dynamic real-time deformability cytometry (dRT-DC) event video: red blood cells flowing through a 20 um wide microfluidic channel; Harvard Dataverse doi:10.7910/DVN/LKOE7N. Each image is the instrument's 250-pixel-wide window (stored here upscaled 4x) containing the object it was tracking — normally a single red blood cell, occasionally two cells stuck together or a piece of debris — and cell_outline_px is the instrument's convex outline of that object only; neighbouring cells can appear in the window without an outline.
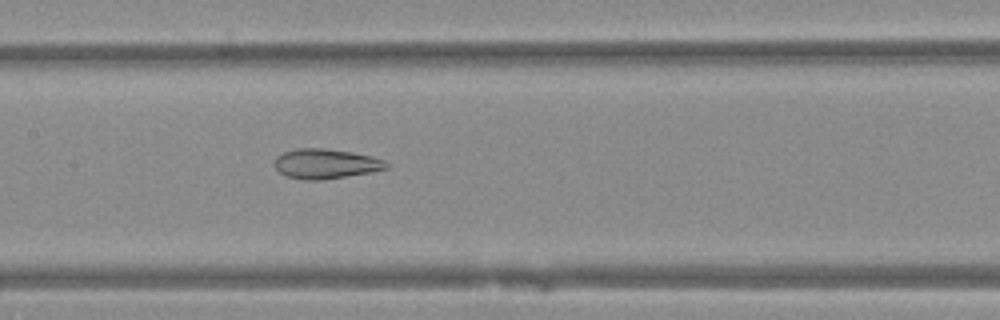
{"species": "Egyptian fruit bat (a non-hibernating species)", "species_latin": "Rousettus aegyptiacus", "temperature_condition": "warm", "stored_images_in_passage": 50, "camera_frame_rate_fps": 3000, "um_per_image_px": 0.085, "animal": {"sex": "female"}, "frame": {"image": 1, "passage_image": 24, "time_ms": 7.667, "image_size_px": [1000, 320], "cell_outline_px": [[388, 168], [372, 172], [320, 180], [304, 180], [284, 176], [276, 168], [276, 156], [284, 152], [296, 148], [324, 148], [352, 152], [372, 156], [384, 160], [388, 164]], "centroid_in_image_um": [27.69, 13.92], "position_along_channel_um": 179.7, "area_um2": 19.42}}
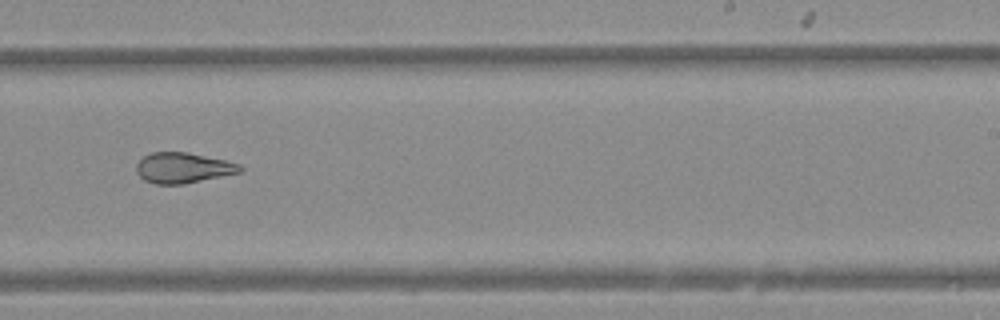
{"frame": {"image": 2, "passage_image": 31, "time_ms": 10.0, "image_size_px": [1000, 320], "cell_outline_px": [[244, 168], [240, 172], [184, 184], [156, 184], [144, 180], [136, 172], [136, 164], [144, 156], [152, 152], [188, 152], [224, 160], [240, 164]], "centroid_in_image_um": [15.54, 14.26], "position_along_channel_um": 273.5, "area_um2": 18.32}}
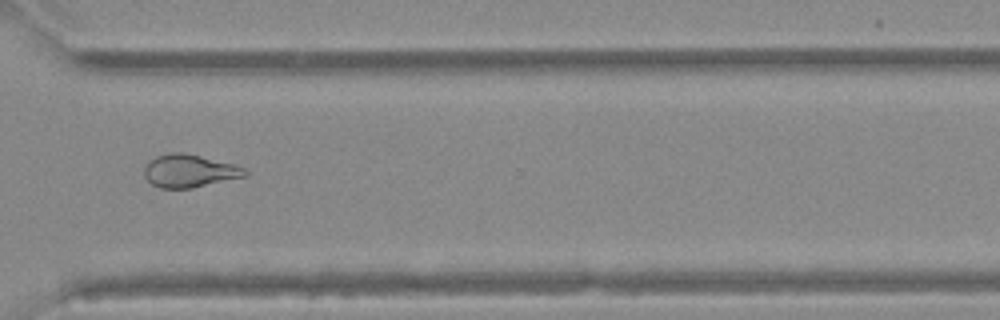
{"frame": {"image": 3, "passage_image": 37, "time_ms": 12.0, "image_size_px": [1000, 320], "cell_outline_px": [[248, 176], [192, 188], [160, 188], [152, 184], [144, 176], [144, 168], [148, 160], [156, 156], [172, 152], [184, 152], [236, 164], [244, 168], [248, 172]], "centroid_in_image_um": [16.11, 14.52], "position_along_channel_um": 354.5, "area_um2": 19.54}}